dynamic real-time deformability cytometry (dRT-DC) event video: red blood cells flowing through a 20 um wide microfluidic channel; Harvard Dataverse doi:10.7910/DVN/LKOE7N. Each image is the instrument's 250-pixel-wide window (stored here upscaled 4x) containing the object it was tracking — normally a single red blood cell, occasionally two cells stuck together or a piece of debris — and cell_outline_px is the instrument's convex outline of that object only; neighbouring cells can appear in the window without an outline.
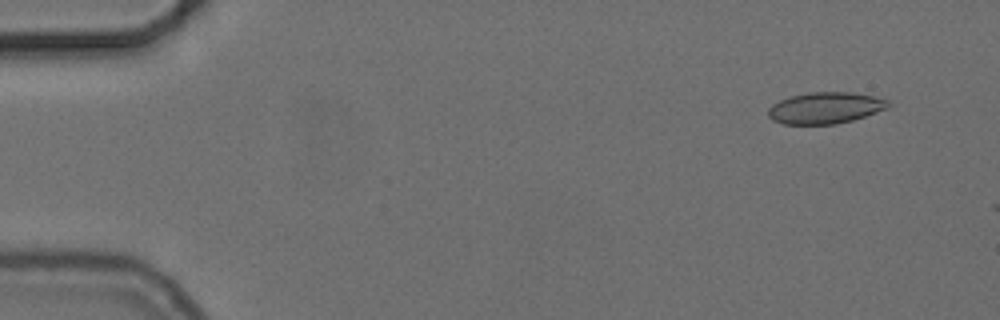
{"species": "common noctule bat (a hibernating species)", "species_latin": "Nyctalus noctula", "temperature_condition": "cold", "stored_images_in_passage": 7, "camera_frame_rate_fps": 3000, "um_per_image_px": 0.085, "animal": {"sex": "female", "body_mass_g": 24.6, "forearm_length_mm": 56.2}, "frame": {"image": 1, "passage_image": 5, "time_ms": 1.333, "image_size_px": [1000, 320], "cell_outline_px": [[888, 108], [852, 120], [836, 124], [784, 124], [772, 120], [768, 116], [768, 108], [772, 104], [780, 100], [792, 96], [808, 92], [852, 92], [872, 96], [888, 100]], "centroid_in_image_um": [70.11, 9.17], "position_along_channel_um": 14.9, "area_um2": 21.85}}